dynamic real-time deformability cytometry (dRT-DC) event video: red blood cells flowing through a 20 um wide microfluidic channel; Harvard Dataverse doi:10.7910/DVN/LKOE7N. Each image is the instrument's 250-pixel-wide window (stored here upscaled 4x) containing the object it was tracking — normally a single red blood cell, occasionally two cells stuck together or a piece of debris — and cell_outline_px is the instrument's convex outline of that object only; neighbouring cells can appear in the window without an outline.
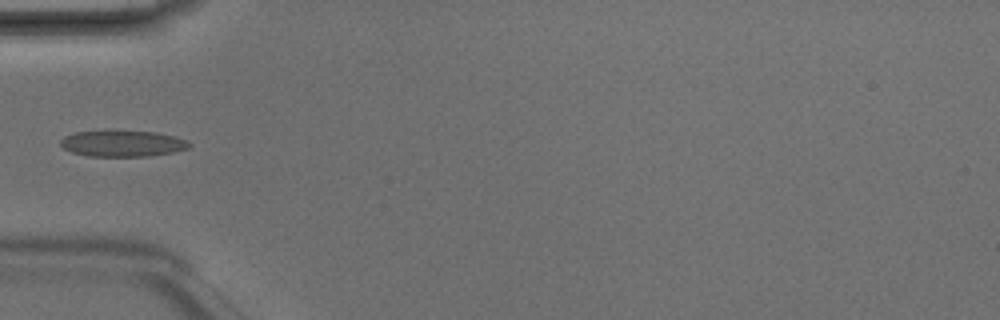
{"species": "Egyptian fruit bat (a non-hibernating species)", "species_latin": "Rousettus aegyptiacus", "temperature_condition": "room temperature", "stored_images_in_passage": 1, "camera_frame_rate_fps": 3000, "um_per_image_px": 0.085, "animal": {"sex": "male"}, "frame": {"image": 1, "passage_image": 1, "time_ms": 0.0, "image_size_px": [1000, 320], "cell_outline_px": [[192, 144], [188, 148], [172, 152], [148, 156], [88, 156], [72, 152], [64, 148], [60, 144], [60, 140], [64, 136], [76, 132], [104, 128], [156, 132], [176, 136], [188, 140]], "centroid_in_image_um": [10.4, 12.15], "position_along_channel_um": 74.6, "area_um2": 20.4}}